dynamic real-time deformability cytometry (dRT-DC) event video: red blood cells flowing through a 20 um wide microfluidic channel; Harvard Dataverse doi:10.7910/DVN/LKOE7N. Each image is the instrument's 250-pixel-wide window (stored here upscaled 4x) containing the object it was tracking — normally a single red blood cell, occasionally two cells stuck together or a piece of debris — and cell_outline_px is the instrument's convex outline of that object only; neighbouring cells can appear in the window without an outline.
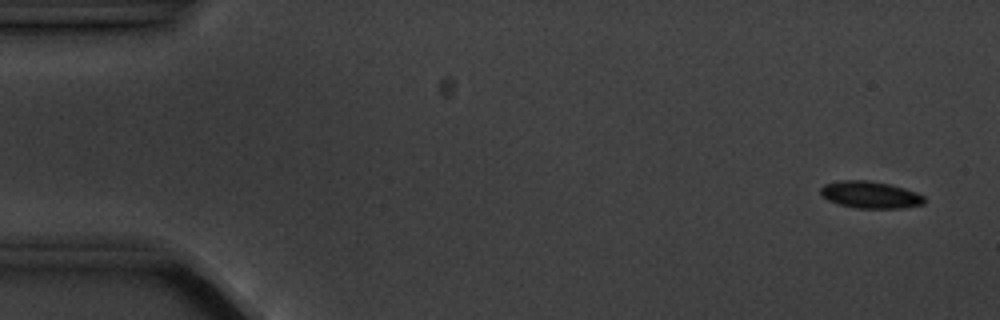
{"species": "common noctule bat (a hibernating species)", "species_latin": "Nyctalus noctula", "temperature_condition": "cold", "stored_images_in_passage": 6, "camera_frame_rate_fps": 3000, "um_per_image_px": 0.085, "animal": {"sex": "male", "body_mass_g": 20.1, "forearm_length_mm": 53.5}, "frame": {"image": 1, "passage_image": 1, "time_ms": 0.0, "image_size_px": [1000, 320], "cell_outline_px": [[924, 204], [904, 208], [856, 208], [840, 204], [828, 200], [820, 192], [820, 188], [824, 184], [840, 180], [864, 180], [888, 184], [904, 188], [916, 192], [924, 196]], "centroid_in_image_um": [73.98, 16.56], "position_along_channel_um": 11.0, "area_um2": 16.18}}
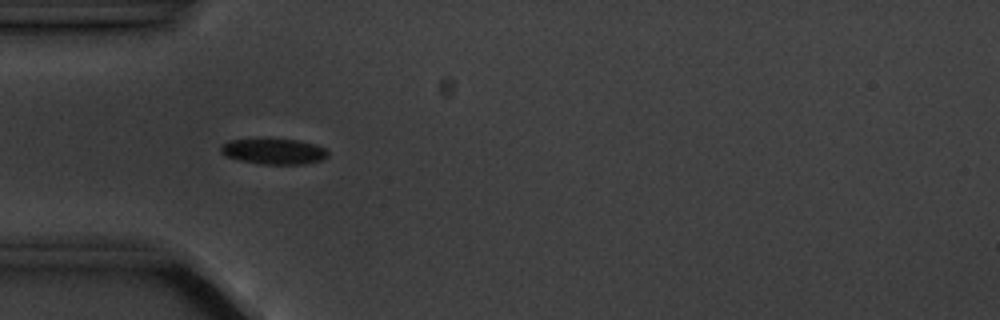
{"frame": {"image": 2, "passage_image": 5, "time_ms": 4.667, "image_size_px": [1000, 320], "cell_outline_px": [[328, 156], [320, 160], [304, 164], [260, 164], [240, 160], [224, 156], [220, 152], [220, 144], [228, 140], [300, 140], [316, 144], [324, 148], [328, 152]], "centroid_in_image_um": [23.25, 12.88], "position_along_channel_um": 61.8, "area_um2": 15.9}}